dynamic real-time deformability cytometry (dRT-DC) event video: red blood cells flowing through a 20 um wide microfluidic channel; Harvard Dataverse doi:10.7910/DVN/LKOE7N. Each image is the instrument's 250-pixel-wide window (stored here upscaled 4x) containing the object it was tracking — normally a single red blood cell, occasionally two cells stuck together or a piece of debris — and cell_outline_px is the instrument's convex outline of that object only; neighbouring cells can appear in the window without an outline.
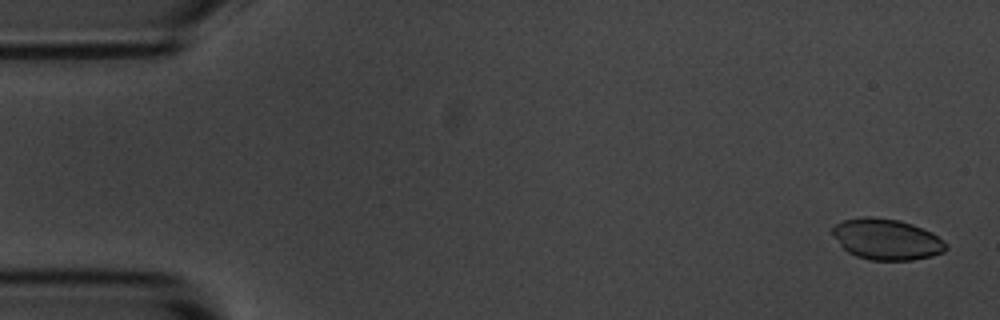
{"species": "common noctule bat (a hibernating species)", "species_latin": "Nyctalus noctula", "temperature_condition": "room temperature", "stored_images_in_passage": 4, "camera_frame_rate_fps": 3000, "um_per_image_px": 0.085, "animal": {"sex": "male", "body_mass_g": 20.1, "forearm_length_mm": 53.5}, "frame": {"image": 1, "passage_image": 1, "time_ms": 0.0, "image_size_px": [1000, 320], "cell_outline_px": [[948, 248], [944, 252], [932, 256], [912, 260], [872, 260], [856, 256], [848, 252], [840, 244], [832, 232], [832, 228], [836, 224], [844, 220], [864, 216], [872, 216], [900, 220], [912, 224], [932, 232], [944, 240], [948, 244]], "centroid_in_image_um": [75.41, 20.34], "position_along_channel_um": 9.6, "area_um2": 27.17}}
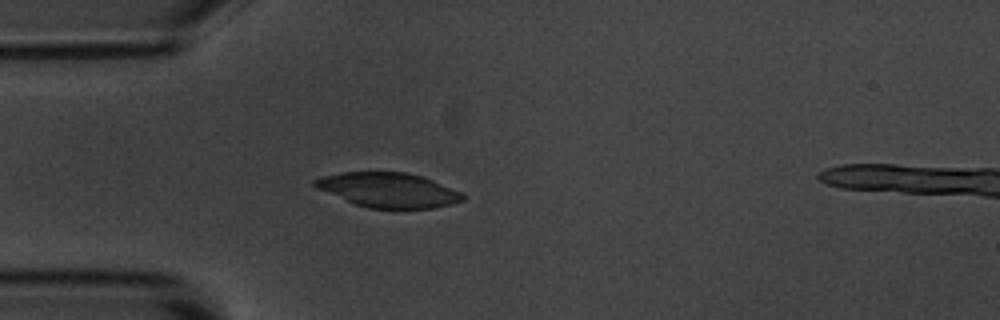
{"frame": {"image": 2, "passage_image": 4, "time_ms": 4.333, "image_size_px": [1000, 320], "cell_outline_px": [[464, 200], [452, 204], [432, 208], [368, 208], [356, 204], [316, 188], [312, 184], [312, 180], [320, 176], [340, 172], [404, 172], [420, 176], [432, 180], [464, 192]], "centroid_in_image_um": [33.01, 16.14], "position_along_channel_um": 52.0, "area_um2": 29.82}}